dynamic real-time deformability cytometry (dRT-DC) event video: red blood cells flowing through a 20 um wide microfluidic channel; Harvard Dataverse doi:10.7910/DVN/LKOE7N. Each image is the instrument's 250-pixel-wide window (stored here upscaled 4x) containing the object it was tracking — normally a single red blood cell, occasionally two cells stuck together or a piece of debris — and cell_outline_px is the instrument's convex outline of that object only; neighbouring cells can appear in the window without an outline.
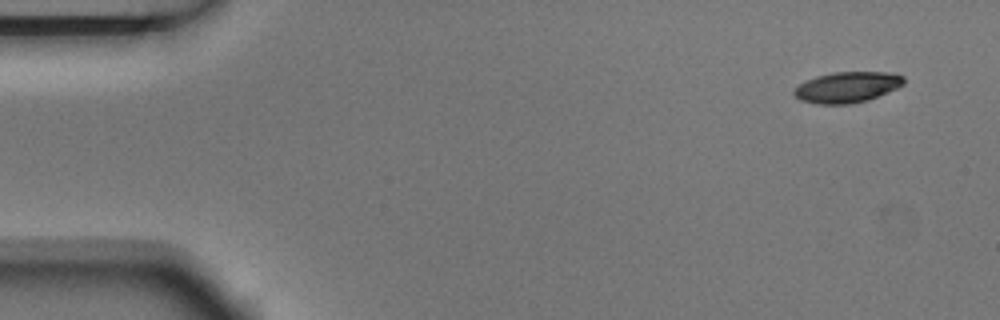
{"species": "Egyptian fruit bat (a non-hibernating species)", "species_latin": "Rousettus aegyptiacus", "temperature_condition": "room temperature", "stored_images_in_passage": 10, "camera_frame_rate_fps": 3000, "um_per_image_px": 0.085, "animal": {"sex": "male"}, "frame": {"image": 1, "passage_image": 1, "time_ms": 0.0, "image_size_px": [1000, 320], "cell_outline_px": [[904, 84], [888, 92], [868, 100], [848, 104], [816, 104], [800, 100], [792, 92], [800, 84], [816, 76], [832, 72], [888, 72], [904, 76]], "centroid_in_image_um": [72.01, 7.41], "position_along_channel_um": 13.0, "area_um2": 19.59}}
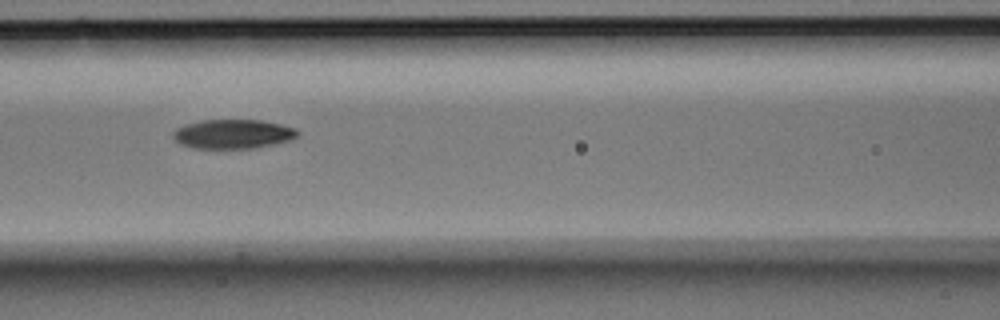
{"frame": {"image": 2, "passage_image": 6, "time_ms": 1.667, "image_size_px": [1000, 320], "cell_outline_px": [[300, 132], [292, 140], [252, 148], [192, 148], [180, 144], [172, 136], [172, 132], [176, 128], [184, 124], [200, 120], [260, 120], [280, 124], [296, 128]], "centroid_in_image_um": [19.78, 11.38], "position_along_channel_um": 146.8, "area_um2": 21.27}}
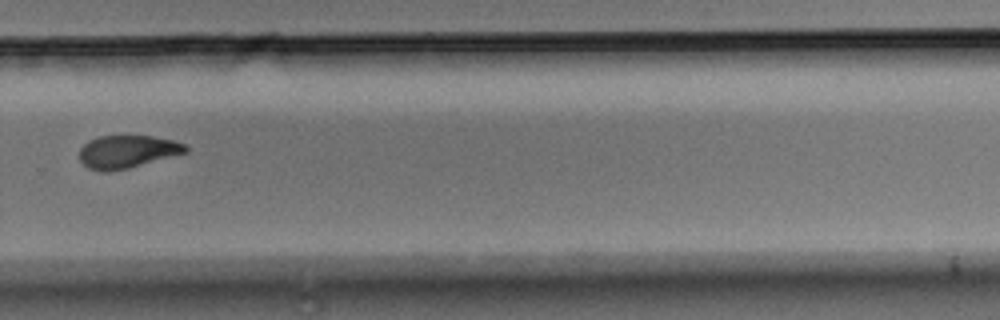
{"frame": {"image": 3, "passage_image": 10, "time_ms": 3.0, "image_size_px": [1000, 320], "cell_outline_px": [[188, 152], [128, 168], [108, 172], [88, 168], [80, 160], [80, 148], [88, 140], [100, 136], [152, 136], [176, 140], [184, 144], [188, 148]], "centroid_in_image_um": [10.83, 12.88], "position_along_channel_um": 319.0, "area_um2": 20.23}}